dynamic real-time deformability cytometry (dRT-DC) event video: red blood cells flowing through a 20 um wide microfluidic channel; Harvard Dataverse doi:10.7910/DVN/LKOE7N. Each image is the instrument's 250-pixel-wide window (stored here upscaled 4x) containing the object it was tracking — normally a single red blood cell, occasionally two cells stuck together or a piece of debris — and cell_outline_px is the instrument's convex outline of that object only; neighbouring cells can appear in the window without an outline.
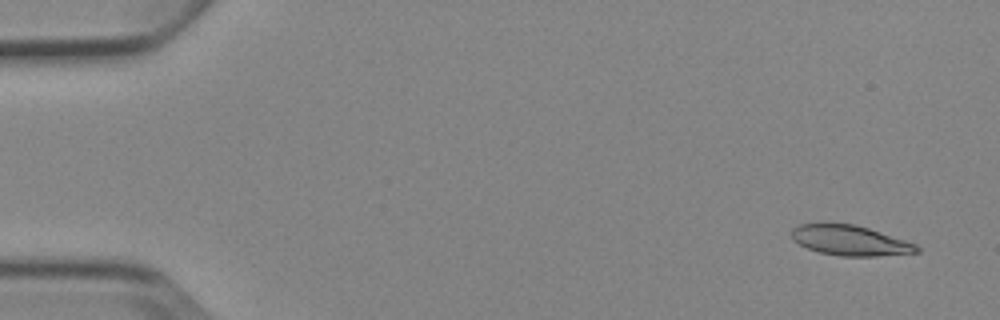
{"species": "Egyptian fruit bat (a non-hibernating species)", "species_latin": "Rousettus aegyptiacus", "temperature_condition": "cold", "stored_images_in_passage": 4, "camera_frame_rate_fps": 3000, "um_per_image_px": 0.085, "animal": {"sex": "female"}, "frame": {"image": 1, "passage_image": 1, "time_ms": 0.0, "image_size_px": [1000, 320], "cell_outline_px": [[920, 252], [876, 256], [840, 256], [820, 252], [808, 248], [792, 240], [792, 228], [800, 224], [852, 224], [868, 228], [916, 244], [920, 248]], "centroid_in_image_um": [72.26, 20.45], "position_along_channel_um": 12.7, "area_um2": 21.62}}